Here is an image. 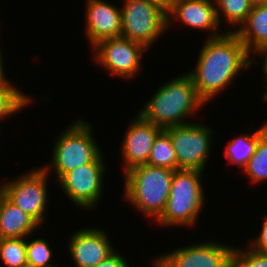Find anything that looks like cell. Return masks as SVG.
<instances>
[{
  "label": "cell",
  "instance_id": "1f68e13d",
  "mask_svg": "<svg viewBox=\"0 0 267 267\" xmlns=\"http://www.w3.org/2000/svg\"><path fill=\"white\" fill-rule=\"evenodd\" d=\"M263 252L267 255V248Z\"/></svg>",
  "mask_w": 267,
  "mask_h": 267
},
{
  "label": "cell",
  "instance_id": "f1b7e54d",
  "mask_svg": "<svg viewBox=\"0 0 267 267\" xmlns=\"http://www.w3.org/2000/svg\"><path fill=\"white\" fill-rule=\"evenodd\" d=\"M1 53L2 52L0 50V86H3V85H6V84H8L10 82H9V79L6 78L7 77L6 74H5L6 71L4 70L5 61H4V58H3Z\"/></svg>",
  "mask_w": 267,
  "mask_h": 267
},
{
  "label": "cell",
  "instance_id": "44dd1931",
  "mask_svg": "<svg viewBox=\"0 0 267 267\" xmlns=\"http://www.w3.org/2000/svg\"><path fill=\"white\" fill-rule=\"evenodd\" d=\"M148 165L177 170V157L169 133L162 129L154 139Z\"/></svg>",
  "mask_w": 267,
  "mask_h": 267
},
{
  "label": "cell",
  "instance_id": "4fadbf2b",
  "mask_svg": "<svg viewBox=\"0 0 267 267\" xmlns=\"http://www.w3.org/2000/svg\"><path fill=\"white\" fill-rule=\"evenodd\" d=\"M176 20L181 21L188 28L209 31L207 38L225 33L219 31L221 26L217 18L214 0H173L171 8L167 12V27H169L167 30Z\"/></svg>",
  "mask_w": 267,
  "mask_h": 267
},
{
  "label": "cell",
  "instance_id": "f546056e",
  "mask_svg": "<svg viewBox=\"0 0 267 267\" xmlns=\"http://www.w3.org/2000/svg\"><path fill=\"white\" fill-rule=\"evenodd\" d=\"M146 1L158 5L166 13L170 10L172 3H173V0H146Z\"/></svg>",
  "mask_w": 267,
  "mask_h": 267
},
{
  "label": "cell",
  "instance_id": "5b68a950",
  "mask_svg": "<svg viewBox=\"0 0 267 267\" xmlns=\"http://www.w3.org/2000/svg\"><path fill=\"white\" fill-rule=\"evenodd\" d=\"M72 124V125H71ZM93 126L78 118L57 135L53 142L50 166L42 168L48 174L54 173L57 181L67 172L78 166L91 163L102 151L93 136ZM52 170L53 172L51 173Z\"/></svg>",
  "mask_w": 267,
  "mask_h": 267
},
{
  "label": "cell",
  "instance_id": "6da1fadb",
  "mask_svg": "<svg viewBox=\"0 0 267 267\" xmlns=\"http://www.w3.org/2000/svg\"><path fill=\"white\" fill-rule=\"evenodd\" d=\"M198 56L196 67L186 73L205 103L232 85L244 69L253 66V56L235 32L225 31L220 36L206 38Z\"/></svg>",
  "mask_w": 267,
  "mask_h": 267
},
{
  "label": "cell",
  "instance_id": "d6986e66",
  "mask_svg": "<svg viewBox=\"0 0 267 267\" xmlns=\"http://www.w3.org/2000/svg\"><path fill=\"white\" fill-rule=\"evenodd\" d=\"M258 143V130L252 131L251 134L237 136L229 142L225 148L224 154L226 159L232 164H236L241 171L246 167L248 161L255 153Z\"/></svg>",
  "mask_w": 267,
  "mask_h": 267
},
{
  "label": "cell",
  "instance_id": "9c48e42d",
  "mask_svg": "<svg viewBox=\"0 0 267 267\" xmlns=\"http://www.w3.org/2000/svg\"><path fill=\"white\" fill-rule=\"evenodd\" d=\"M104 161V154L101 152L91 163L78 166L56 181L76 207L85 210L97 207L102 197L107 167Z\"/></svg>",
  "mask_w": 267,
  "mask_h": 267
},
{
  "label": "cell",
  "instance_id": "277c9868",
  "mask_svg": "<svg viewBox=\"0 0 267 267\" xmlns=\"http://www.w3.org/2000/svg\"><path fill=\"white\" fill-rule=\"evenodd\" d=\"M203 173L198 170H174L166 206L156 220L158 225L164 228L196 225L205 203Z\"/></svg>",
  "mask_w": 267,
  "mask_h": 267
},
{
  "label": "cell",
  "instance_id": "e0dca14e",
  "mask_svg": "<svg viewBox=\"0 0 267 267\" xmlns=\"http://www.w3.org/2000/svg\"><path fill=\"white\" fill-rule=\"evenodd\" d=\"M235 33L248 53L254 56V65L257 61L255 54L267 46V4L253 5L246 21Z\"/></svg>",
  "mask_w": 267,
  "mask_h": 267
},
{
  "label": "cell",
  "instance_id": "52a82bcc",
  "mask_svg": "<svg viewBox=\"0 0 267 267\" xmlns=\"http://www.w3.org/2000/svg\"><path fill=\"white\" fill-rule=\"evenodd\" d=\"M49 176L42 167H36L35 170L31 169L30 172L0 185L2 193L39 226L47 220L45 213L49 202L47 193Z\"/></svg>",
  "mask_w": 267,
  "mask_h": 267
},
{
  "label": "cell",
  "instance_id": "d4e9b609",
  "mask_svg": "<svg viewBox=\"0 0 267 267\" xmlns=\"http://www.w3.org/2000/svg\"><path fill=\"white\" fill-rule=\"evenodd\" d=\"M233 267H267V255L264 252L247 248L233 249Z\"/></svg>",
  "mask_w": 267,
  "mask_h": 267
},
{
  "label": "cell",
  "instance_id": "9a60e30c",
  "mask_svg": "<svg viewBox=\"0 0 267 267\" xmlns=\"http://www.w3.org/2000/svg\"><path fill=\"white\" fill-rule=\"evenodd\" d=\"M85 36L93 48L100 41L121 37V7L105 0H87Z\"/></svg>",
  "mask_w": 267,
  "mask_h": 267
},
{
  "label": "cell",
  "instance_id": "4dcf8cb0",
  "mask_svg": "<svg viewBox=\"0 0 267 267\" xmlns=\"http://www.w3.org/2000/svg\"><path fill=\"white\" fill-rule=\"evenodd\" d=\"M251 2L253 3V5L267 4V0H251Z\"/></svg>",
  "mask_w": 267,
  "mask_h": 267
},
{
  "label": "cell",
  "instance_id": "484cf974",
  "mask_svg": "<svg viewBox=\"0 0 267 267\" xmlns=\"http://www.w3.org/2000/svg\"><path fill=\"white\" fill-rule=\"evenodd\" d=\"M262 223L259 235H256V238H253V241L249 244V247L261 252L267 248V215H265Z\"/></svg>",
  "mask_w": 267,
  "mask_h": 267
},
{
  "label": "cell",
  "instance_id": "5bb4252c",
  "mask_svg": "<svg viewBox=\"0 0 267 267\" xmlns=\"http://www.w3.org/2000/svg\"><path fill=\"white\" fill-rule=\"evenodd\" d=\"M136 114L129 123L121 144L124 173L135 166L147 164L154 139L162 130Z\"/></svg>",
  "mask_w": 267,
  "mask_h": 267
},
{
  "label": "cell",
  "instance_id": "4316f807",
  "mask_svg": "<svg viewBox=\"0 0 267 267\" xmlns=\"http://www.w3.org/2000/svg\"><path fill=\"white\" fill-rule=\"evenodd\" d=\"M126 258L119 252L114 251L110 256L94 267H129Z\"/></svg>",
  "mask_w": 267,
  "mask_h": 267
},
{
  "label": "cell",
  "instance_id": "83f0119b",
  "mask_svg": "<svg viewBox=\"0 0 267 267\" xmlns=\"http://www.w3.org/2000/svg\"><path fill=\"white\" fill-rule=\"evenodd\" d=\"M256 55L259 56L260 61H261V58L263 60L261 62H263L262 63V69H263L262 71H263V78H264V81L266 83V85H265L266 90L262 94V97H263L262 99L265 100L267 98V46H265L259 52H257Z\"/></svg>",
  "mask_w": 267,
  "mask_h": 267
},
{
  "label": "cell",
  "instance_id": "8992f818",
  "mask_svg": "<svg viewBox=\"0 0 267 267\" xmlns=\"http://www.w3.org/2000/svg\"><path fill=\"white\" fill-rule=\"evenodd\" d=\"M121 7V37L149 47L167 33V13L146 0H124Z\"/></svg>",
  "mask_w": 267,
  "mask_h": 267
},
{
  "label": "cell",
  "instance_id": "8fae6325",
  "mask_svg": "<svg viewBox=\"0 0 267 267\" xmlns=\"http://www.w3.org/2000/svg\"><path fill=\"white\" fill-rule=\"evenodd\" d=\"M211 241L180 246L156 256L150 264L152 267H233L234 245Z\"/></svg>",
  "mask_w": 267,
  "mask_h": 267
},
{
  "label": "cell",
  "instance_id": "7a4b0ae2",
  "mask_svg": "<svg viewBox=\"0 0 267 267\" xmlns=\"http://www.w3.org/2000/svg\"><path fill=\"white\" fill-rule=\"evenodd\" d=\"M205 104L197 95L193 80L184 72L164 82L138 114L161 129H166L191 123L186 121L188 116L191 118Z\"/></svg>",
  "mask_w": 267,
  "mask_h": 267
},
{
  "label": "cell",
  "instance_id": "ba28073f",
  "mask_svg": "<svg viewBox=\"0 0 267 267\" xmlns=\"http://www.w3.org/2000/svg\"><path fill=\"white\" fill-rule=\"evenodd\" d=\"M211 128L200 122H192L165 129L176 153L177 169L205 172L212 139L215 138V132Z\"/></svg>",
  "mask_w": 267,
  "mask_h": 267
},
{
  "label": "cell",
  "instance_id": "ffe728a7",
  "mask_svg": "<svg viewBox=\"0 0 267 267\" xmlns=\"http://www.w3.org/2000/svg\"><path fill=\"white\" fill-rule=\"evenodd\" d=\"M252 184L267 180V122L258 128V143L255 153L243 169Z\"/></svg>",
  "mask_w": 267,
  "mask_h": 267
},
{
  "label": "cell",
  "instance_id": "30bf717a",
  "mask_svg": "<svg viewBox=\"0 0 267 267\" xmlns=\"http://www.w3.org/2000/svg\"><path fill=\"white\" fill-rule=\"evenodd\" d=\"M91 50L96 64L104 67L109 74L128 80L134 79L143 69L142 57L148 51L143 44L124 37L102 40Z\"/></svg>",
  "mask_w": 267,
  "mask_h": 267
},
{
  "label": "cell",
  "instance_id": "3957f363",
  "mask_svg": "<svg viewBox=\"0 0 267 267\" xmlns=\"http://www.w3.org/2000/svg\"><path fill=\"white\" fill-rule=\"evenodd\" d=\"M174 170L148 164L135 166L124 174V200L138 212L156 221L166 206Z\"/></svg>",
  "mask_w": 267,
  "mask_h": 267
},
{
  "label": "cell",
  "instance_id": "cb8c5ba5",
  "mask_svg": "<svg viewBox=\"0 0 267 267\" xmlns=\"http://www.w3.org/2000/svg\"><path fill=\"white\" fill-rule=\"evenodd\" d=\"M46 238L26 240L27 266L30 267H58L51 263L53 252ZM53 264V265H52Z\"/></svg>",
  "mask_w": 267,
  "mask_h": 267
},
{
  "label": "cell",
  "instance_id": "603a6c76",
  "mask_svg": "<svg viewBox=\"0 0 267 267\" xmlns=\"http://www.w3.org/2000/svg\"><path fill=\"white\" fill-rule=\"evenodd\" d=\"M27 238L0 239V260L6 267L27 266Z\"/></svg>",
  "mask_w": 267,
  "mask_h": 267
},
{
  "label": "cell",
  "instance_id": "2e32d148",
  "mask_svg": "<svg viewBox=\"0 0 267 267\" xmlns=\"http://www.w3.org/2000/svg\"><path fill=\"white\" fill-rule=\"evenodd\" d=\"M39 227L3 193L0 194V239L29 238Z\"/></svg>",
  "mask_w": 267,
  "mask_h": 267
},
{
  "label": "cell",
  "instance_id": "7402d4cb",
  "mask_svg": "<svg viewBox=\"0 0 267 267\" xmlns=\"http://www.w3.org/2000/svg\"><path fill=\"white\" fill-rule=\"evenodd\" d=\"M32 100L31 96L18 90L12 81L0 86V120H6L7 116L20 113V110L33 104Z\"/></svg>",
  "mask_w": 267,
  "mask_h": 267
},
{
  "label": "cell",
  "instance_id": "7c38bea8",
  "mask_svg": "<svg viewBox=\"0 0 267 267\" xmlns=\"http://www.w3.org/2000/svg\"><path fill=\"white\" fill-rule=\"evenodd\" d=\"M107 234L103 229L88 226L68 238L67 249L75 267H94L116 250Z\"/></svg>",
  "mask_w": 267,
  "mask_h": 267
},
{
  "label": "cell",
  "instance_id": "ac0fdd59",
  "mask_svg": "<svg viewBox=\"0 0 267 267\" xmlns=\"http://www.w3.org/2000/svg\"><path fill=\"white\" fill-rule=\"evenodd\" d=\"M214 1L216 5L217 18L220 26H222L221 25L222 22L225 23L224 20L228 21L227 23L231 26V30L228 29L226 30V32L237 31L240 28V26L246 21L247 16L251 12L253 6L251 0H214Z\"/></svg>",
  "mask_w": 267,
  "mask_h": 267
}]
</instances>
